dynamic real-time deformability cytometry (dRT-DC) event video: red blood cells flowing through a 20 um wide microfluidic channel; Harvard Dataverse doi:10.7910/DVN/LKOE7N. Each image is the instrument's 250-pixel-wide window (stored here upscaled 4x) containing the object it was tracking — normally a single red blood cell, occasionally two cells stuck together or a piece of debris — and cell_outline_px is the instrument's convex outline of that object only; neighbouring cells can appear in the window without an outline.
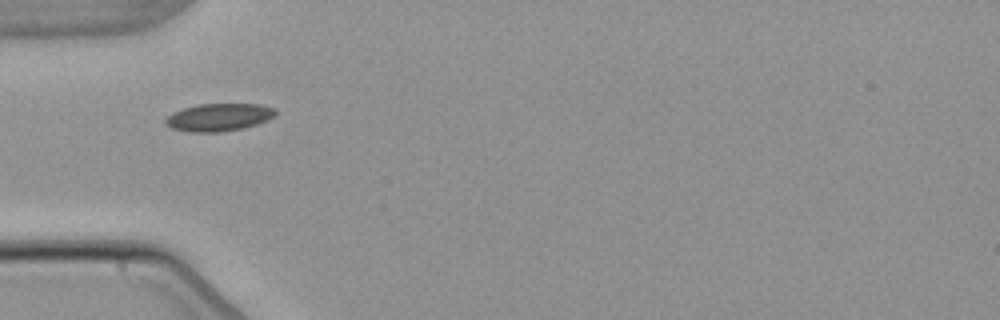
{"species": "common noctule bat (a hibernating species)", "species_latin": "Nyctalus noctula", "temperature_condition": "warm", "stored_images_in_passage": 4, "camera_frame_rate_fps": 3000, "um_per_image_px": 0.085, "animal": {"sex": "male", "body_mass_g": 21.5, "forearm_length_mm": 52.0}, "frame": {"image": 1, "passage_image": 2, "time_ms": 1.333, "image_size_px": [1000, 320], "cell_outline_px": [[276, 116], [268, 120], [244, 128], [220, 132], [192, 132], [172, 128], [164, 124], [164, 120], [172, 112], [196, 104], [260, 104], [276, 108]], "centroid_in_image_um": [18.61, 9.96], "position_along_channel_um": 66.4, "area_um2": 17.86}}
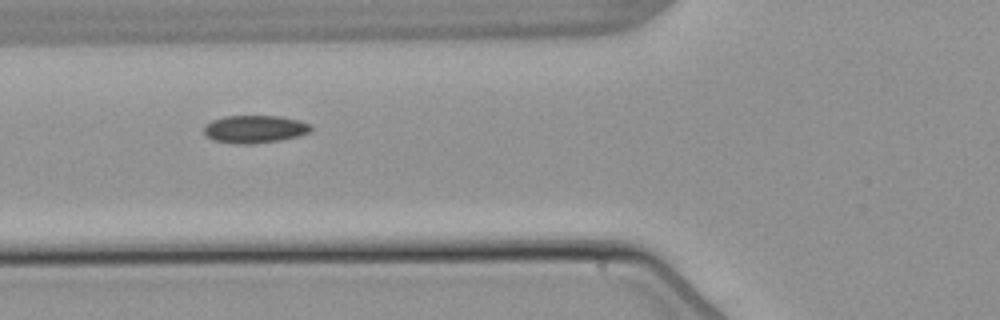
{"frame": {"image": 2, "passage_image": 3, "time_ms": 2.333, "image_size_px": [1000, 320], "cell_outline_px": [[312, 132], [280, 140], [252, 144], [240, 144], [216, 140], [208, 136], [204, 132], [204, 124], [212, 120], [224, 116], [280, 116], [300, 120], [312, 124]], "centroid_in_image_um": [21.69, 10.96], "position_along_channel_um": 104.1, "area_um2": 17.28}}